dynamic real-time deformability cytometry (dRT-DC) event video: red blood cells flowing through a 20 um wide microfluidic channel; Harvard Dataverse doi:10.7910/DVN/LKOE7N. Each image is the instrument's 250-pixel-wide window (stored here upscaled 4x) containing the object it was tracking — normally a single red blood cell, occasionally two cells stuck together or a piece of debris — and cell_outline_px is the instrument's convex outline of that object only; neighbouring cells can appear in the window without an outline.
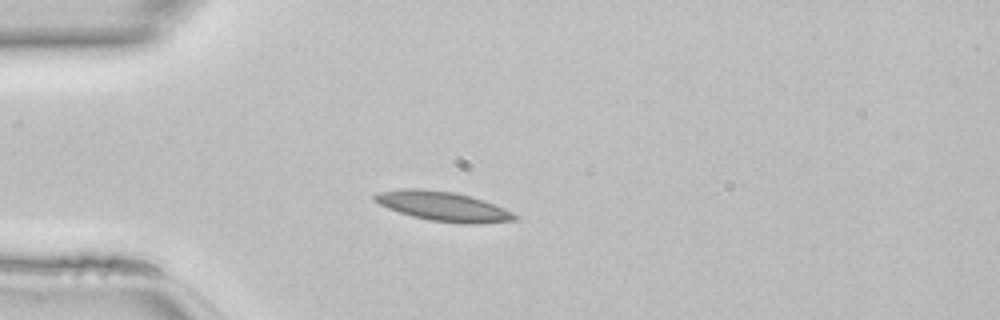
{"species": "common noctule bat (a hibernating species)", "species_latin": "Nyctalus noctula", "temperature_condition": "room temperature", "stored_images_in_passage": 35, "camera_frame_rate_fps": 3000, "um_per_image_px": 0.085, "animal": {"sex": "female", "body_mass_g": 22.7, "forearm_length_mm": 54.2}, "frame": {"image": 1, "passage_image": 1, "time_ms": 0.0, "image_size_px": [1000, 320], "cell_outline_px": [[520, 220], [476, 224], [464, 224], [428, 220], [412, 216], [388, 208], [372, 200], [372, 196], [376, 192], [404, 188], [420, 188], [452, 192], [484, 200], [504, 208], [520, 216]], "centroid_in_image_um": [37.67, 17.54], "position_along_channel_um": 47.3, "area_um2": 24.28}}